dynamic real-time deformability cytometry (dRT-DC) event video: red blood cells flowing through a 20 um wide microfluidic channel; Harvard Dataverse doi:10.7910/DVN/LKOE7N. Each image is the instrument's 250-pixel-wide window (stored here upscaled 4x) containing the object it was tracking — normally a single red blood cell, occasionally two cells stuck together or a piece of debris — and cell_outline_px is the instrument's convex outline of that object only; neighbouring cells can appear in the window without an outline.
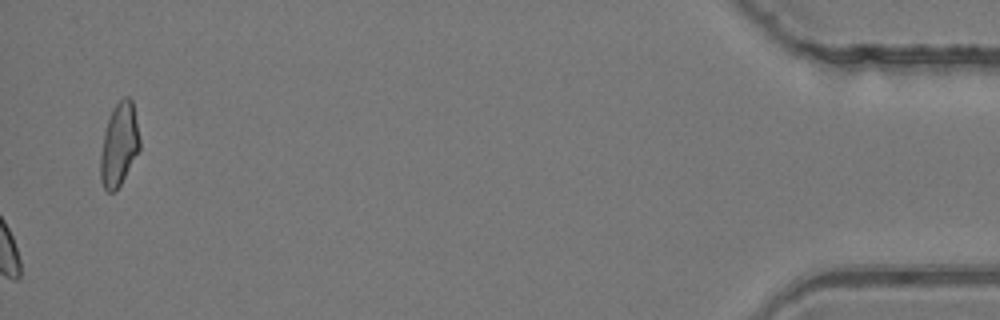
{"species": "common noctule bat (a hibernating species)", "species_latin": "Nyctalus noctula", "temperature_condition": "room temperature", "stored_images_in_passage": 49, "camera_frame_rate_fps": 3000, "um_per_image_px": 0.085, "animal": {"sex": "female", "body_mass_g": 24.6, "forearm_length_mm": 56.2}, "frame": {"image": 1, "passage_image": 49, "time_ms": 16.0, "image_size_px": [1000, 320], "cell_outline_px": [[140, 148], [120, 184], [112, 192], [108, 192], [104, 188], [100, 180], [100, 152], [104, 132], [112, 108], [124, 96], [128, 96], [132, 100], [140, 140]], "centroid_in_image_um": [10.1, 12.27], "position_along_channel_um": 425.1, "area_um2": 18.79}}